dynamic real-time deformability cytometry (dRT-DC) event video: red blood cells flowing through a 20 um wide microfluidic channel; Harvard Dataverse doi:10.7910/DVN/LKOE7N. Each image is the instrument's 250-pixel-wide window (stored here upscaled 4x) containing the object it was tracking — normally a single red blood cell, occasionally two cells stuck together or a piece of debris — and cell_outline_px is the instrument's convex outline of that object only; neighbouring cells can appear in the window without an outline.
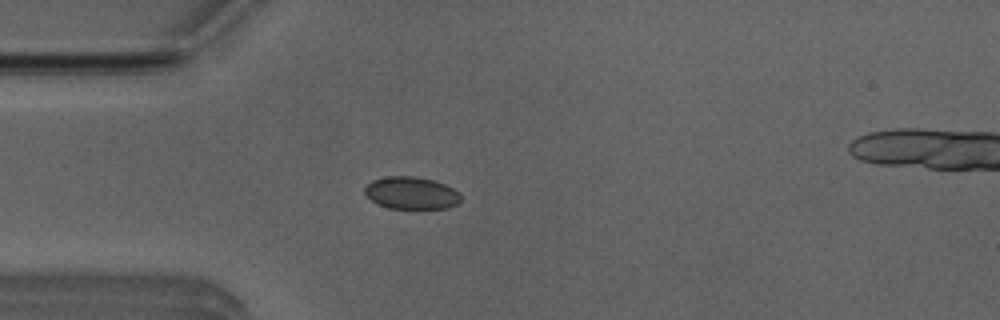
{"species": "Egyptian fruit bat (a non-hibernating species)", "species_latin": "Rousettus aegyptiacus", "temperature_condition": "room temperature", "stored_images_in_passage": 54, "camera_frame_rate_fps": 3000, "um_per_image_px": 0.085, "animal": {"sex": "male"}, "frame": {"image": 1, "passage_image": 14, "time_ms": 4.333, "image_size_px": [1000, 320], "cell_outline_px": [[460, 200], [456, 204], [448, 208], [388, 208], [372, 200], [364, 192], [364, 188], [372, 180], [388, 176], [412, 176], [432, 180], [444, 184], [460, 192]], "centroid_in_image_um": [34.96, 16.4], "position_along_channel_um": 50.0, "area_um2": 17.86}}
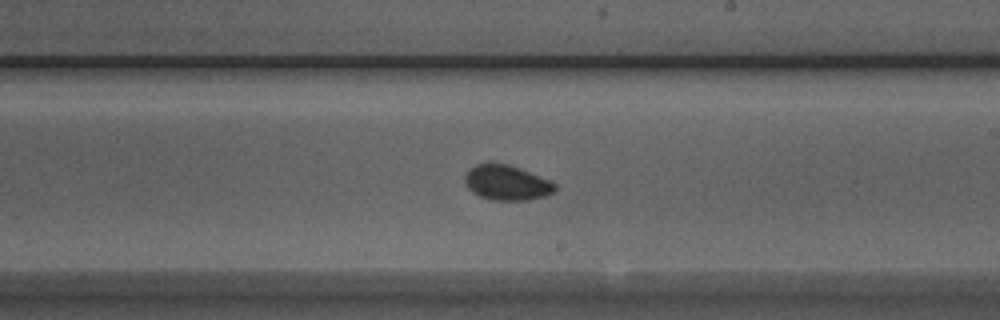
{"frame": {"image": 2, "passage_image": 30, "time_ms": 9.667, "image_size_px": [1000, 320], "cell_outline_px": [[556, 192], [544, 196], [528, 200], [488, 200], [472, 192], [464, 184], [464, 176], [476, 164], [488, 160], [492, 160], [508, 164], [520, 168], [552, 180], [556, 184]], "centroid_in_image_um": [43.07, 15.5], "position_along_channel_um": 245.9, "area_um2": 19.02}}
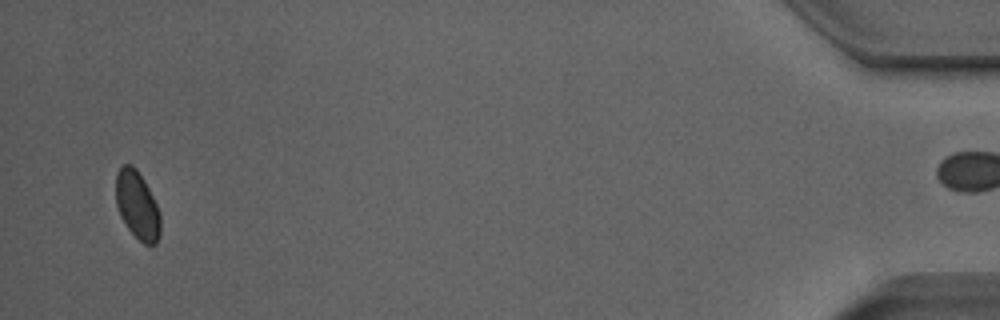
{"frame": {"image": 3, "passage_image": 51, "time_ms": 16.667, "image_size_px": [1000, 320], "cell_outline_px": [[160, 236], [156, 244], [144, 244], [128, 228], [120, 216], [116, 204], [116, 172], [124, 164], [132, 164], [136, 168], [144, 180], [160, 212]], "centroid_in_image_um": [11.66, 17.43], "position_along_channel_um": 423.5, "area_um2": 17.57}}